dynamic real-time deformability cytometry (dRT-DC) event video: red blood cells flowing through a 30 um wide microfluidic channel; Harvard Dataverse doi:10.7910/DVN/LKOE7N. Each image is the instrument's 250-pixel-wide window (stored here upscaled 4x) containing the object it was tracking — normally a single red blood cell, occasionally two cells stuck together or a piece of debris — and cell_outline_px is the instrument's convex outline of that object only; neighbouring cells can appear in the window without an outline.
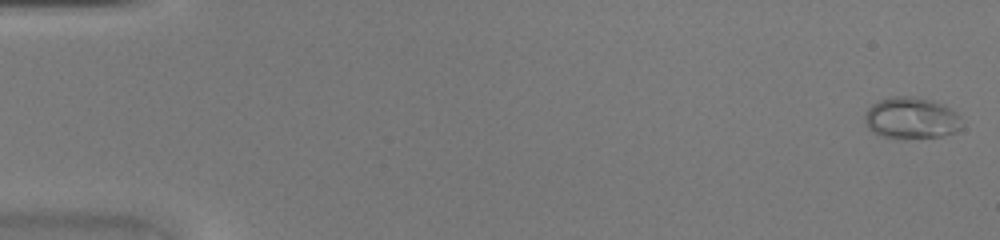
{"species": "common noctule bat (a hibernating species)", "species_latin": "Nyctalus noctula", "temperature_condition": "warm", "stored_images_in_passage": 47, "segment_of_instrument_passage": [1, 2], "camera_frame_rate_fps": 3000, "um_per_image_px": 0.085, "animal": {"sex": "female", "body_mass_g": 20.0, "forearm_length_mm": 54.0}, "frame": {"image": 1, "passage_image": 1, "time_ms": 0.0, "image_size_px": [1000, 240], "cell_outline_px": [[960, 128], [956, 132], [940, 136], [900, 140], [880, 136], [872, 132], [868, 128], [864, 120], [864, 112], [872, 104], [880, 100], [892, 96], [912, 96], [932, 100], [944, 104], [956, 112], [960, 116]], "centroid_in_image_um": [77.42, 10.05], "position_along_channel_um": 7.6, "area_um2": 23.99}}
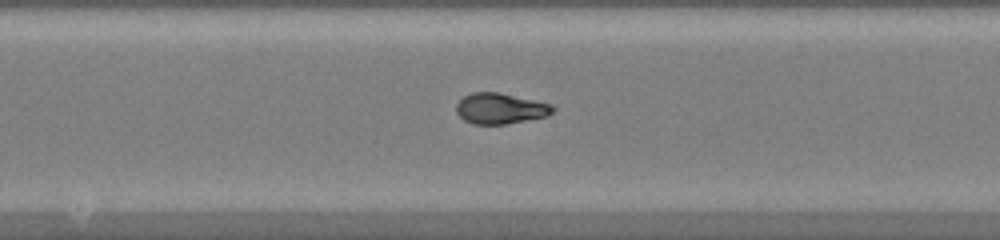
{"frame": {"image": 2, "passage_image": 25, "time_ms": 8.0, "image_size_px": [1000, 240], "cell_outline_px": [[556, 108], [548, 116], [504, 124], [472, 124], [464, 120], [456, 112], [456, 104], [464, 96], [472, 92], [500, 92], [552, 104]], "centroid_in_image_um": [42.53, 9.21], "position_along_channel_um": 205.7, "area_um2": 17.34}}
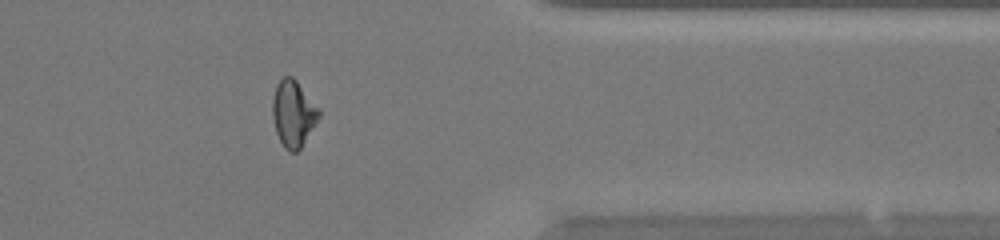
{"frame": {"image": 3, "passage_image": 38, "time_ms": 12.333, "image_size_px": [1000, 240], "cell_outline_px": [[320, 116], [300, 148], [296, 152], [288, 152], [284, 148], [276, 132], [272, 116], [272, 100], [276, 84], [284, 76], [292, 76], [296, 80], [320, 108]], "centroid_in_image_um": [24.92, 9.64], "position_along_channel_um": 386.5, "area_um2": 17.98}}